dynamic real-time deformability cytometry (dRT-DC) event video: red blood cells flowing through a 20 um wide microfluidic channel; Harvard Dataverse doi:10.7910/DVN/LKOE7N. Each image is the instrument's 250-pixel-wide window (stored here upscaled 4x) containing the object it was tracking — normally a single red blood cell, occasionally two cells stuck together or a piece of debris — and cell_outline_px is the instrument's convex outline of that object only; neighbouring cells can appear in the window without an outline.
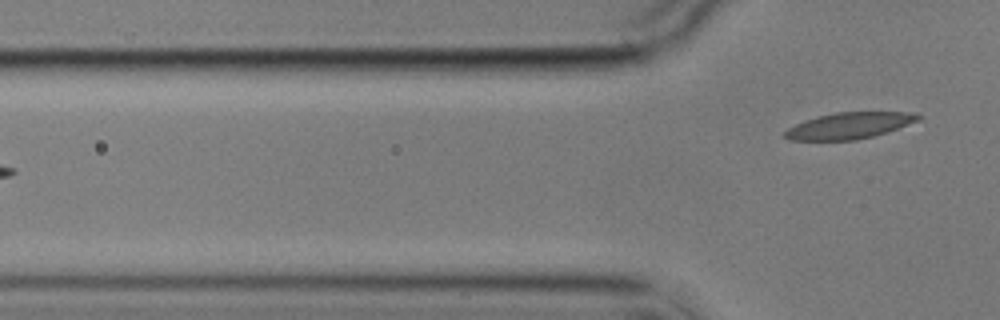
{"species": "common noctule bat (a hibernating species)", "species_latin": "Nyctalus noctula", "temperature_condition": "cold", "stored_images_in_passage": 7, "camera_frame_rate_fps": 3000, "um_per_image_px": 0.085, "animal": {"sex": "male", "body_mass_g": 17.9}, "frame": {"image": 1, "passage_image": 7, "time_ms": 8.0, "image_size_px": [1000, 320], "cell_outline_px": [[920, 120], [872, 136], [856, 140], [788, 140], [780, 136], [788, 128], [804, 120], [836, 112], [912, 112], [920, 116]], "centroid_in_image_um": [72.12, 10.68], "position_along_channel_um": 53.7, "area_um2": 20.23}}